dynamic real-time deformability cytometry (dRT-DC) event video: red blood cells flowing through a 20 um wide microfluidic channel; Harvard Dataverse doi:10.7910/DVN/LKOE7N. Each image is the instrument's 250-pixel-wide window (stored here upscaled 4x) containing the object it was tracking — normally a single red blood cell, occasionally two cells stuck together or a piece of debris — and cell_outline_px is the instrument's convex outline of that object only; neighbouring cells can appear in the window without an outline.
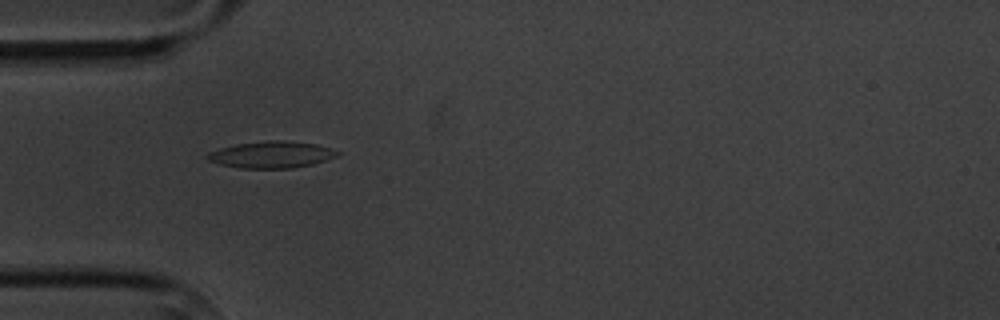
{"species": "common noctule bat (a hibernating species)", "species_latin": "Nyctalus noctula", "temperature_condition": "cold", "stored_images_in_passage": 4, "camera_frame_rate_fps": 3000, "um_per_image_px": 0.085, "animal": {"sex": "male", "body_mass_g": 20.1, "forearm_length_mm": 53.5}, "frame": {"image": 1, "passage_image": 2, "time_ms": 1.0, "image_size_px": [1000, 320], "cell_outline_px": [[340, 156], [312, 164], [292, 168], [240, 168], [220, 164], [208, 160], [204, 156], [208, 152], [220, 148], [236, 144], [268, 140], [284, 140], [316, 144], [340, 152]], "centroid_in_image_um": [23.06, 13.14], "position_along_channel_um": 61.9, "area_um2": 20.23}}
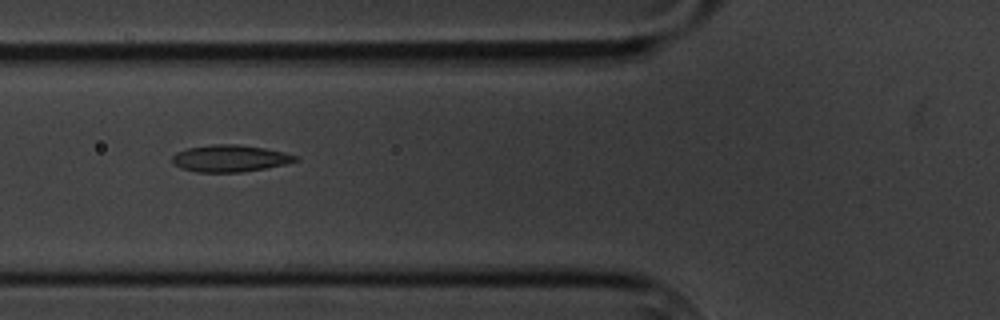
{"frame": {"image": 2, "passage_image": 3, "time_ms": 2.333, "image_size_px": [1000, 320], "cell_outline_px": [[300, 160], [284, 164], [244, 172], [196, 172], [180, 168], [172, 164], [172, 156], [176, 152], [188, 148], [212, 144], [236, 144], [264, 148], [284, 152], [300, 156]], "centroid_in_image_um": [19.54, 13.46], "position_along_channel_um": 106.3, "area_um2": 19.42}}
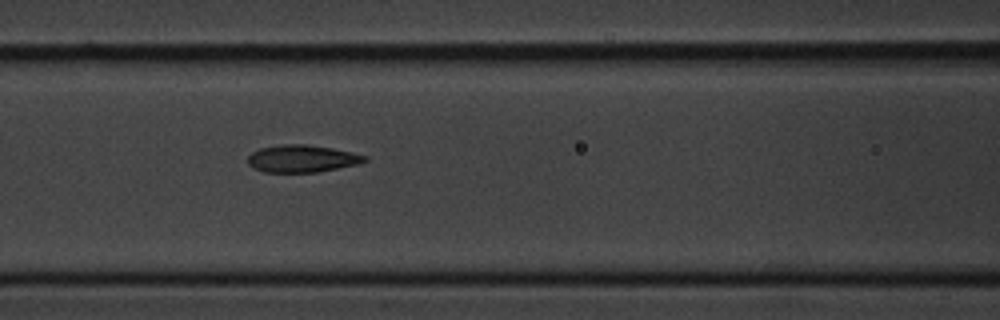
{"frame": {"image": 3, "passage_image": 4, "time_ms": 3.333, "image_size_px": [1000, 320], "cell_outline_px": [[368, 160], [356, 164], [316, 172], [264, 172], [248, 164], [248, 156], [252, 152], [260, 148], [284, 144], [308, 144], [332, 148], [352, 152], [368, 156]], "centroid_in_image_um": [25.67, 13.47], "position_along_channel_um": 140.9, "area_um2": 18.44}}